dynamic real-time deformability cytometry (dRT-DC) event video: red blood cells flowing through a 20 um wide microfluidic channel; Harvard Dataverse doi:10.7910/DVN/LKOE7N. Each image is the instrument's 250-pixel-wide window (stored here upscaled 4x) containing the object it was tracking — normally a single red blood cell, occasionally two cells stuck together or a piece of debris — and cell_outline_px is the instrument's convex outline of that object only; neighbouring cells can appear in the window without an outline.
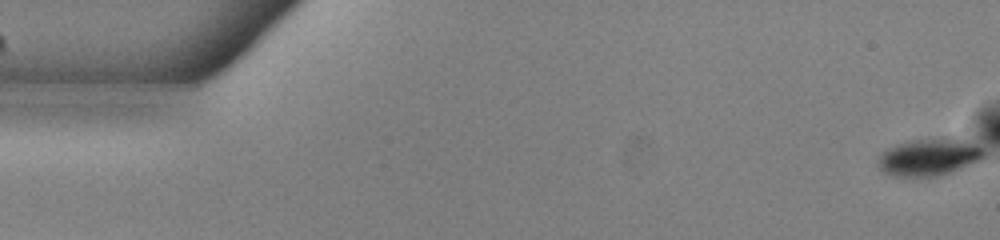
{"species": "common noctule bat (a hibernating species)", "species_latin": "Nyctalus noctula", "temperature_condition": "warm", "stored_images_in_passage": 54, "camera_frame_rate_fps": 3000, "um_per_image_px": 0.085, "animal": {"sex": "male", "body_mass_g": 13.0, "forearm_length_mm": 53.1}, "frame": {"image": 1, "passage_image": 1, "time_ms": 0.0, "image_size_px": [1000, 240], "cell_outline_px": [[984, 156], [980, 160], [960, 168], [936, 176], [888, 176], [876, 164], [876, 160], [888, 148], [900, 144], [916, 140], [952, 136], [976, 144], [984, 152]], "centroid_in_image_um": [78.96, 13.34], "position_along_channel_um": 6.0, "area_um2": 22.72}}
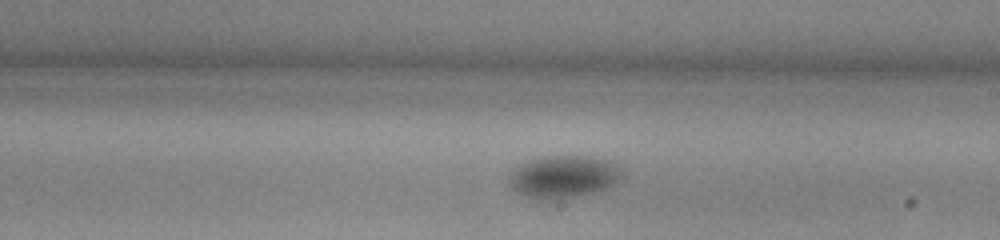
{"frame": {"image": 2, "passage_image": 31, "time_ms": 10.0, "image_size_px": [1000, 240], "cell_outline_px": [[624, 176], [616, 184], [608, 188], [596, 192], [560, 200], [536, 200], [524, 196], [516, 192], [508, 184], [512, 172], [520, 164], [540, 156], [592, 156], [612, 160], [624, 172]], "centroid_in_image_um": [47.95, 15.03], "position_along_channel_um": 241.0, "area_um2": 28.73}}
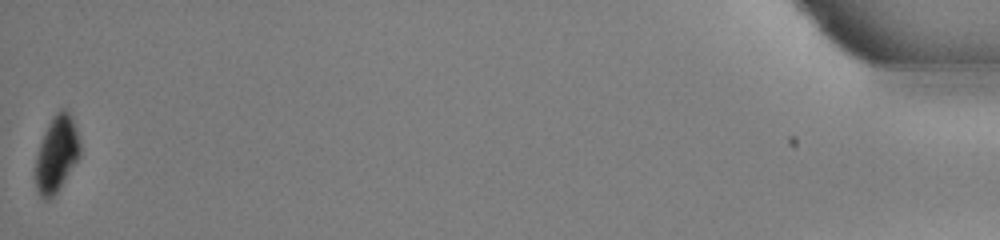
{"frame": {"image": 3, "passage_image": 54, "time_ms": 17.667, "image_size_px": [1000, 240], "cell_outline_px": [[80, 156], [56, 192], [48, 200], [44, 200], [40, 196], [36, 188], [36, 156], [44, 132], [52, 116], [60, 108], [64, 108], [72, 116], [80, 144]], "centroid_in_image_um": [4.81, 13.06], "position_along_channel_um": 430.4, "area_um2": 19.48}, "authors_computed_cell_mechanics": {"area_um2": 26.3568, "velocity_mm_per_s": 3.8264, "shape_relaxation_time_tau1_ms": 1.6465, "shape_relaxation_time_tau2_ms": null, "deformation_change_tau1": 0.0629, "deformation_change_tau2": null}}